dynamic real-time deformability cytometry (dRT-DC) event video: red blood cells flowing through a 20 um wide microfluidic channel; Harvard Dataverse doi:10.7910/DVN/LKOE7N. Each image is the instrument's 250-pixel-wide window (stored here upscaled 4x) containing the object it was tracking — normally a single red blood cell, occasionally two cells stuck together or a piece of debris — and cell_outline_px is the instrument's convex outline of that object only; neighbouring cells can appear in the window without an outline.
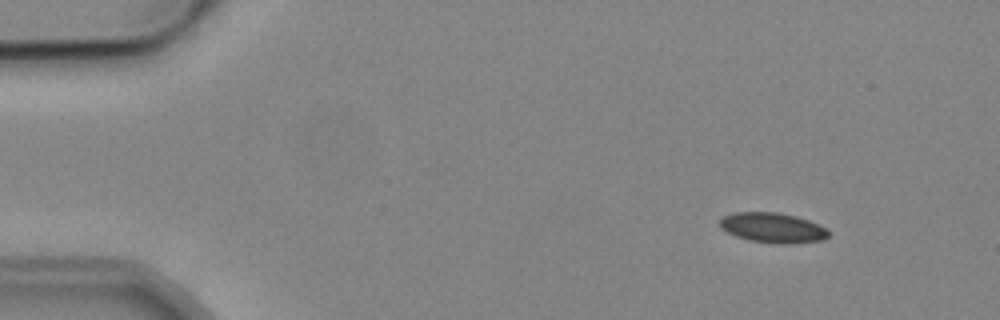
{"species": "common noctule bat (a hibernating species)", "species_latin": "Nyctalus noctula", "temperature_condition": "cold", "stored_images_in_passage": 4, "camera_frame_rate_fps": 3000, "um_per_image_px": 0.085, "animal": {"sex": "male", "body_mass_g": 19.2, "forearm_length_mm": 51.8}, "frame": {"image": 1, "passage_image": 1, "time_ms": 0.0, "image_size_px": [1000, 320], "cell_outline_px": [[828, 236], [824, 240], [788, 244], [776, 244], [748, 240], [736, 236], [720, 228], [720, 220], [724, 216], [732, 212], [776, 212], [796, 216], [808, 220], [824, 228], [828, 232]], "centroid_in_image_um": [65.65, 19.36], "position_along_channel_um": 19.4, "area_um2": 18.96}}
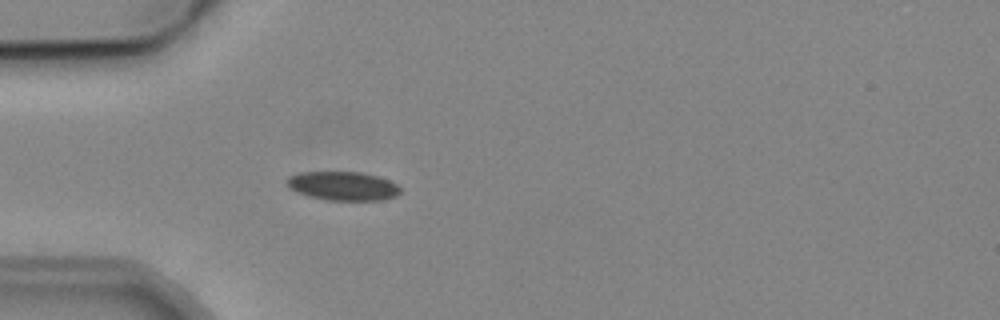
{"frame": {"image": 2, "passage_image": 4, "time_ms": 3.333, "image_size_px": [1000, 320], "cell_outline_px": [[400, 192], [396, 196], [380, 200], [328, 200], [312, 196], [288, 188], [284, 180], [288, 176], [300, 172], [360, 172], [380, 176], [396, 184], [400, 188]], "centroid_in_image_um": [29.14, 15.79], "position_along_channel_um": 55.9, "area_um2": 19.02}}